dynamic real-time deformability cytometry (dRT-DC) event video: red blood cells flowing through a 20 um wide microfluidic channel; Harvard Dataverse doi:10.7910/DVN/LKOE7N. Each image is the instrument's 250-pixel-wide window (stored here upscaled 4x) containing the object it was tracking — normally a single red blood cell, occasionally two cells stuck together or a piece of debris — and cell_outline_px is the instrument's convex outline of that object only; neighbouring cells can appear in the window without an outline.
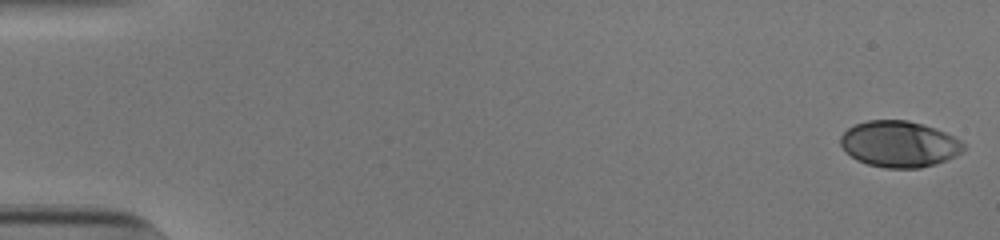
{"species": "human", "species_latin": "Homo sapiens", "temperature_condition": "cold", "stored_images_in_passage": 53, "camera_frame_rate_fps": 3000, "um_per_image_px": 0.085, "donor": {"sex": "male"}, "frame": {"image": 1, "passage_image": 1, "time_ms": 0.0, "image_size_px": [1000, 240], "cell_outline_px": [[964, 148], [956, 156], [936, 164], [920, 168], [884, 168], [868, 164], [856, 160], [840, 144], [840, 136], [848, 128], [856, 124], [868, 120], [908, 120], [936, 128], [960, 140], [964, 144]], "centroid_in_image_um": [76.43, 12.25], "position_along_channel_um": 8.6, "area_um2": 33.0}}
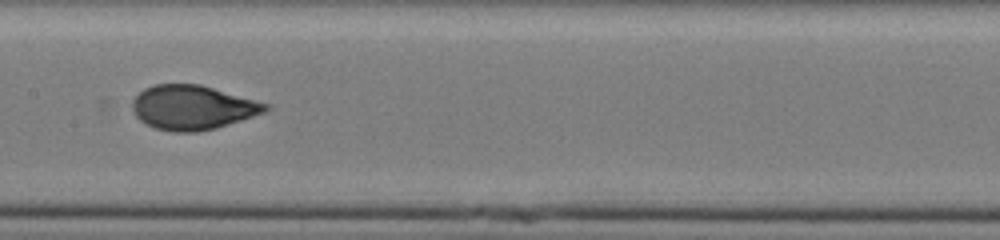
{"frame": {"image": 2, "passage_image": 28, "time_ms": 9.0, "image_size_px": [1000, 240], "cell_outline_px": [[272, 108], [264, 112], [216, 128], [196, 132], [176, 132], [156, 128], [140, 120], [132, 112], [132, 100], [144, 88], [156, 84], [200, 84], [268, 104]], "centroid_in_image_um": [16.34, 9.13], "position_along_channel_um": 191.1, "area_um2": 34.1}}
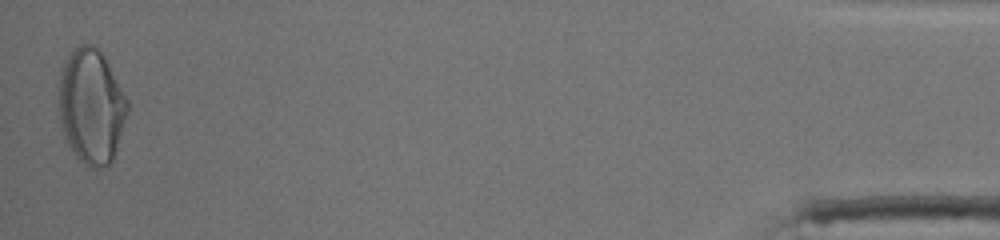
{"frame": {"image": 3, "passage_image": 53, "time_ms": 17.333, "image_size_px": [1000, 240], "cell_outline_px": [[128, 112], [112, 164], [104, 168], [88, 168], [76, 160], [60, 124], [56, 104], [56, 100], [60, 72], [64, 60], [80, 44], [96, 44], [100, 48], [128, 100]], "centroid_in_image_um": [7.73, 9.06], "position_along_channel_um": 427.5, "area_um2": 47.11}, "authors_computed_cell_mechanics": {"area_um2": 34.0442, "velocity_mm_per_s": 3.8389, "shape_relaxation_time_tau1_ms": 3.804, "shape_relaxation_time_tau2_ms": null, "deformation_change_tau1": 0.1819, "deformation_change_tau2": null}}